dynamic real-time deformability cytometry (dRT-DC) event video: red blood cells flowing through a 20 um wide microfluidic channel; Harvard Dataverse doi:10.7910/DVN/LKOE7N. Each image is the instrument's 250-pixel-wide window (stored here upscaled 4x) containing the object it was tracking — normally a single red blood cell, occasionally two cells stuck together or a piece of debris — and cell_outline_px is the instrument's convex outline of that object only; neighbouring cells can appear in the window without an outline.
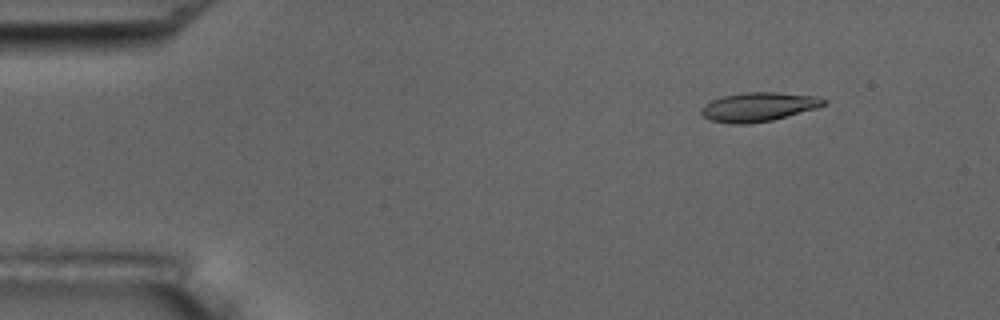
{"species": "common noctule bat (a hibernating species)", "species_latin": "Nyctalus noctula", "temperature_condition": "room temperature", "stored_images_in_passage": 4, "camera_frame_rate_fps": 3000, "um_per_image_px": 0.085, "animal": {"sex": "male", "body_mass_g": 17.5, "forearm_length_mm": 52.3}, "frame": {"image": 1, "passage_image": 2, "time_ms": 1.0, "image_size_px": [1000, 320], "cell_outline_px": [[828, 100], [824, 104], [816, 108], [772, 120], [748, 124], [732, 124], [712, 120], [704, 116], [700, 112], [700, 108], [704, 104], [720, 96], [744, 92], [776, 92], [816, 96]], "centroid_in_image_um": [64.44, 9.07], "position_along_channel_um": 20.6, "area_um2": 20.69}}